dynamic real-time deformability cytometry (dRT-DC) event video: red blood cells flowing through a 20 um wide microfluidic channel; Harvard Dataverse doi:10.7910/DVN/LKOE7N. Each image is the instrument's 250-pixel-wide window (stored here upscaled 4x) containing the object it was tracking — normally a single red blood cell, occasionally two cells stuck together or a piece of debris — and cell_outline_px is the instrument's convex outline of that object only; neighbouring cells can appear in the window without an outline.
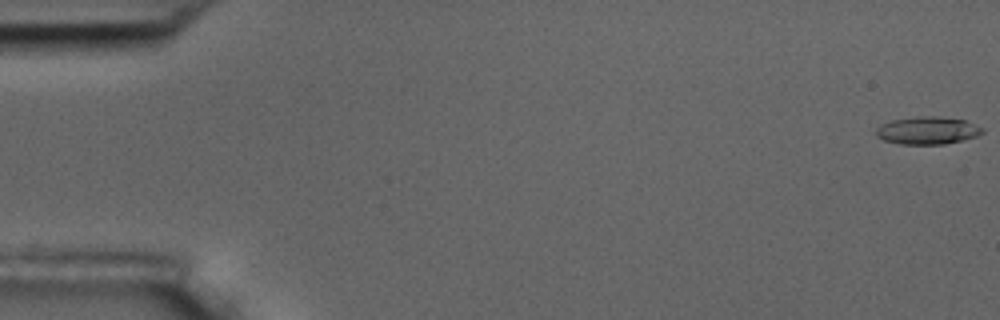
{"species": "common noctule bat (a hibernating species)", "species_latin": "Nyctalus noctula", "temperature_condition": "room temperature", "stored_images_in_passage": 6, "camera_frame_rate_fps": 3000, "um_per_image_px": 0.085, "animal": {"sex": "male", "body_mass_g": 17.5, "forearm_length_mm": 52.3}, "frame": {"image": 1, "passage_image": 1, "time_ms": 0.0, "image_size_px": [1000, 320], "cell_outline_px": [[984, 132], [976, 136], [944, 144], [900, 144], [884, 140], [876, 136], [876, 128], [880, 124], [892, 120], [916, 116], [936, 116], [964, 120], [984, 128]], "centroid_in_image_um": [78.81, 11.08], "position_along_channel_um": 6.2, "area_um2": 17.05}}